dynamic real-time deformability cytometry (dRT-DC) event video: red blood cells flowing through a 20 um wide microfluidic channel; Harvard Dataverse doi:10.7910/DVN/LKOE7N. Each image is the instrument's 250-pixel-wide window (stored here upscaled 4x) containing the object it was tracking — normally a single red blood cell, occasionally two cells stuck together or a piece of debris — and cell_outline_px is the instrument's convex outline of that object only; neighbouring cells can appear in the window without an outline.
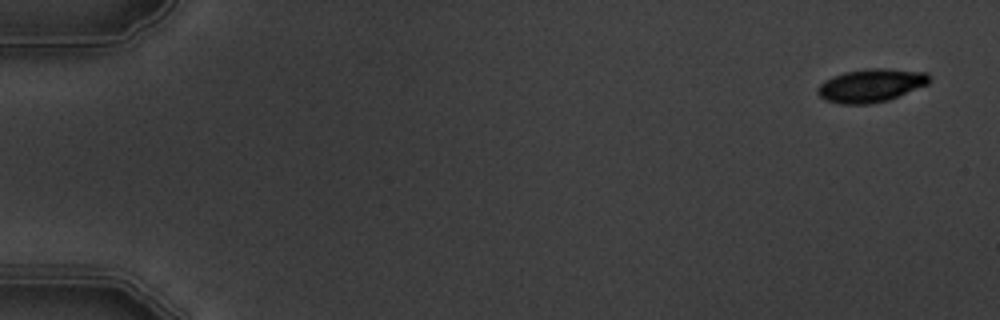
{"species": "common noctule bat (a hibernating species)", "species_latin": "Nyctalus noctula", "temperature_condition": "warm", "stored_images_in_passage": 5, "camera_frame_rate_fps": 3000, "um_per_image_px": 0.085, "animal": {"sex": "male", "body_mass_g": 19.5, "forearm_length_mm": 54.6}, "frame": {"image": 1, "passage_image": 1, "time_ms": 0.0, "image_size_px": [1000, 320], "cell_outline_px": [[932, 80], [928, 84], [888, 100], [872, 104], [840, 104], [824, 100], [816, 92], [816, 88], [824, 80], [832, 76], [844, 72], [868, 68], [888, 68], [928, 72], [932, 76]], "centroid_in_image_um": [74.04, 7.25], "position_along_channel_um": 11.0, "area_um2": 22.02}}
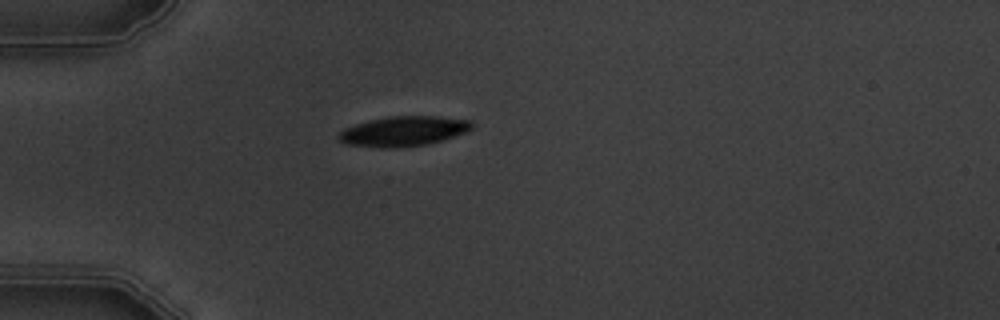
{"frame": {"image": 2, "passage_image": 5, "time_ms": 4.667, "image_size_px": [1000, 320], "cell_outline_px": [[476, 124], [472, 128], [464, 132], [440, 140], [424, 144], [392, 148], [388, 148], [348, 144], [340, 140], [336, 136], [344, 128], [368, 120], [388, 116], [436, 116], [472, 120]], "centroid_in_image_um": [34.29, 11.13], "position_along_channel_um": 50.7, "area_um2": 22.95}}